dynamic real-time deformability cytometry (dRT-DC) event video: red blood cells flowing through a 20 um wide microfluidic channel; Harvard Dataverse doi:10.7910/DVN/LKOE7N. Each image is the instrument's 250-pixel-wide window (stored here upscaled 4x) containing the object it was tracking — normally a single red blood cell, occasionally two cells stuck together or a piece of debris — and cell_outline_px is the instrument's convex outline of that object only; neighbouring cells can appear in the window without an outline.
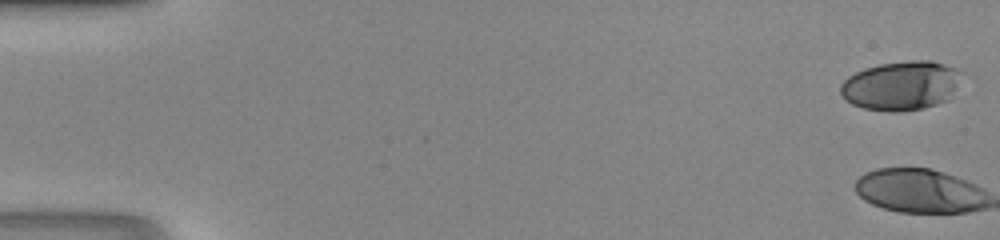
{"species": "human", "species_latin": "Homo sapiens", "temperature_condition": "room temperature", "stored_images_in_passage": 48, "camera_frame_rate_fps": 3000, "um_per_image_px": 0.085, "donor": {"sex": "male"}, "frame": {"image": 1, "passage_image": 1, "time_ms": 0.0, "image_size_px": [1000, 240], "cell_outline_px": [[964, 72], [948, 100], [924, 108], [896, 112], [892, 112], [864, 108], [852, 104], [844, 100], [840, 92], [840, 84], [848, 76], [864, 68], [880, 64], [912, 60], [932, 60], [944, 64]], "centroid_in_image_um": [76.58, 7.27], "position_along_channel_um": 8.4, "area_um2": 34.8}}